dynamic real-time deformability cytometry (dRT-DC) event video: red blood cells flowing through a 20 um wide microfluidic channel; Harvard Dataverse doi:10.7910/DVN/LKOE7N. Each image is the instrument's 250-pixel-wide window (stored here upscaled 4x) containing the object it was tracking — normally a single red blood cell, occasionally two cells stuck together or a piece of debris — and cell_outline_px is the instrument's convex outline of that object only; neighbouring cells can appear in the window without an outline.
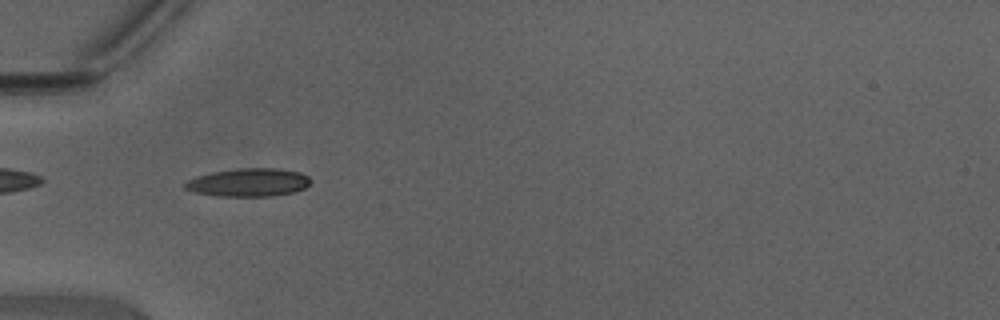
{"species": "Egyptian fruit bat (a non-hibernating species)", "species_latin": "Rousettus aegyptiacus", "temperature_condition": "warm", "stored_images_in_passage": 47, "camera_frame_rate_fps": 3000, "um_per_image_px": 0.085, "animal": {"sex": "male"}, "frame": {"image": 1, "passage_image": 16, "time_ms": 5.0, "image_size_px": [1000, 320], "cell_outline_px": [[312, 180], [304, 188], [292, 192], [272, 196], [220, 196], [196, 192], [184, 188], [184, 184], [188, 180], [196, 176], [212, 172], [240, 168], [276, 168], [300, 172], [308, 176]], "centroid_in_image_um": [21.14, 15.5], "position_along_channel_um": 63.9, "area_um2": 20.46}}
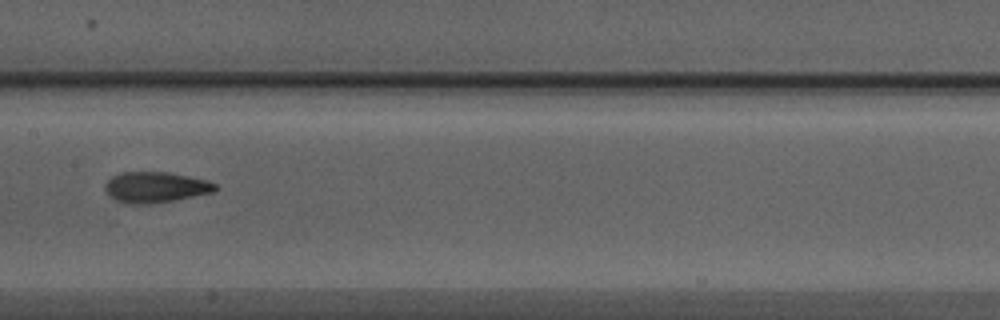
{"frame": {"image": 2, "passage_image": 25, "time_ms": 8.0, "image_size_px": [1000, 320], "cell_outline_px": [[220, 188], [212, 192], [172, 200], [148, 204], [124, 204], [108, 196], [104, 188], [104, 184], [112, 176], [124, 172], [168, 172], [208, 180], [216, 184]], "centroid_in_image_um": [13.19, 15.91], "position_along_channel_um": 194.2, "area_um2": 19.77}}
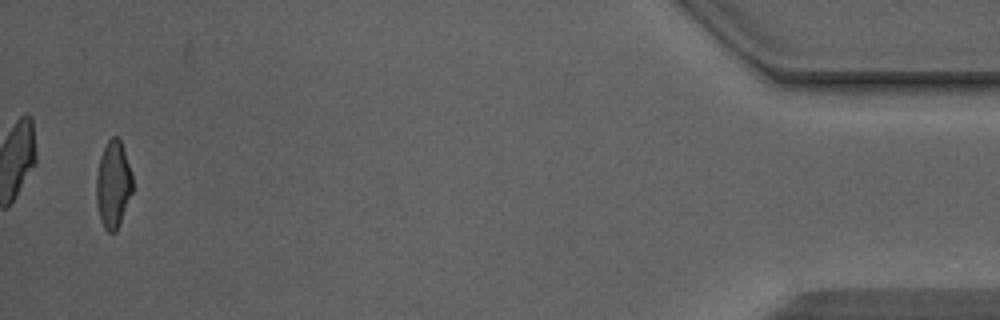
{"frame": {"image": 3, "passage_image": 46, "time_ms": 15.0, "image_size_px": [1000, 320], "cell_outline_px": [[132, 192], [120, 224], [116, 232], [108, 232], [104, 228], [100, 220], [96, 204], [96, 176], [100, 156], [108, 140], [112, 136], [116, 136], [120, 140], [132, 172]], "centroid_in_image_um": [9.61, 15.7], "position_along_channel_um": 425.6, "area_um2": 18.5}, "authors_computed_cell_mechanics": {"area_um2": 18.7272, "velocity_mm_per_s": 4.4494, "shape_relaxation_time_tau1_ms": 7.6125, "shape_relaxation_time_tau2_ms": 1.392, "deformation_change_tau1": 0.236, "deformation_change_tau2": 0.0879}}